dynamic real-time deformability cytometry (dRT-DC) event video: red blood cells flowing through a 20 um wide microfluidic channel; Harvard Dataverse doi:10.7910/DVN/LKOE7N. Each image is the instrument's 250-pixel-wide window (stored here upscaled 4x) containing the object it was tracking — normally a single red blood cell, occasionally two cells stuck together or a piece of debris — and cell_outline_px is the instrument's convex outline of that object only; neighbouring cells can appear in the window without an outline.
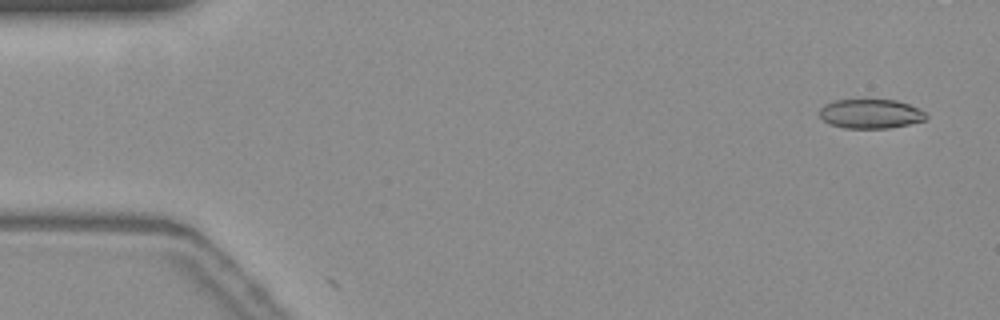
{"species": "common noctule bat (a hibernating species)", "species_latin": "Nyctalus noctula", "temperature_condition": "warm", "stored_images_in_passage": 4, "camera_frame_rate_fps": 3000, "um_per_image_px": 0.085, "animal": {"sex": "female", "body_mass_g": 19.3, "forearm_length_mm": 54.1}, "frame": {"image": 1, "passage_image": 3, "time_ms": 0.667, "image_size_px": [1000, 320], "cell_outline_px": [[928, 116], [924, 120], [908, 124], [888, 128], [844, 128], [832, 124], [824, 120], [820, 116], [820, 108], [824, 104], [836, 100], [896, 100], [908, 104], [924, 112]], "centroid_in_image_um": [73.99, 9.67], "position_along_channel_um": 11.0, "area_um2": 17.92}}